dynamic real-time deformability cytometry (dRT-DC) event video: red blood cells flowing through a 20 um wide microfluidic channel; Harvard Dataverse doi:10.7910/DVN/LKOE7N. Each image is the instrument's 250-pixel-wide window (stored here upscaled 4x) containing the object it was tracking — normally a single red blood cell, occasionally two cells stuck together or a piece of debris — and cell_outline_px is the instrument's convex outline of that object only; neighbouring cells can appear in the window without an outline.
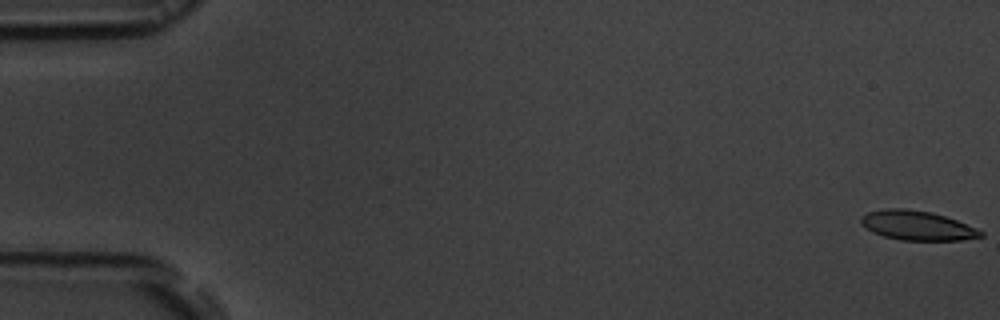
{"species": "common noctule bat (a hibernating species)", "species_latin": "Nyctalus noctula", "temperature_condition": "room temperature", "stored_images_in_passage": 13, "camera_frame_rate_fps": 3000, "um_per_image_px": 0.085, "animal": {"sex": "male", "body_mass_g": 19.5, "forearm_length_mm": 54.6}, "frame": {"image": 1, "passage_image": 1, "time_ms": 0.0, "image_size_px": [1000, 320], "cell_outline_px": [[984, 236], [960, 240], [900, 240], [884, 236], [872, 232], [860, 224], [860, 216], [868, 212], [884, 208], [904, 208], [932, 212], [956, 220], [976, 228], [984, 232]], "centroid_in_image_um": [77.92, 19.16], "position_along_channel_um": 7.1, "area_um2": 20.58}}